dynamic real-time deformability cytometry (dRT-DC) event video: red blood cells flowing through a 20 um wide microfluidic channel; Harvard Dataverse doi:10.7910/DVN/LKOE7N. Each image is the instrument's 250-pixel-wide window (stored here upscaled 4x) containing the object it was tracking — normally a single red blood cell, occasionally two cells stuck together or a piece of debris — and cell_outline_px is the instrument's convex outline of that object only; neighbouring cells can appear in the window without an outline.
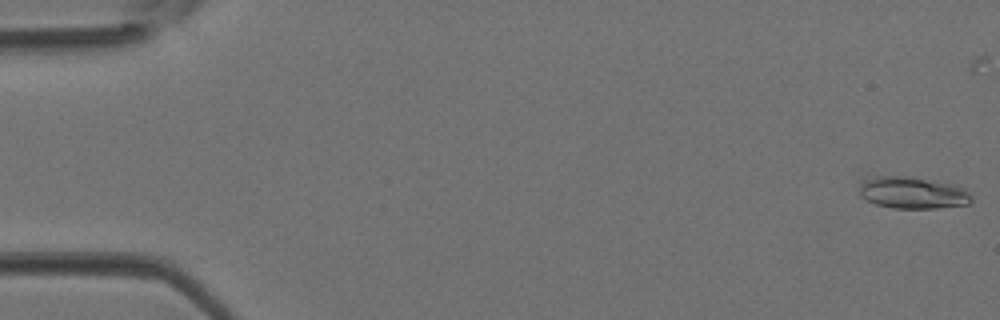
{"species": "Egyptian fruit bat (a non-hibernating species)", "species_latin": "Rousettus aegyptiacus", "temperature_condition": "room temperature", "stored_images_in_passage": 5, "camera_frame_rate_fps": 3000, "um_per_image_px": 0.085, "animal": {"sex": "female"}, "frame": {"image": 1, "passage_image": 1, "time_ms": 0.0, "image_size_px": [1000, 320], "cell_outline_px": [[972, 200], [968, 204], [936, 208], [892, 208], [876, 204], [860, 196], [860, 176], [904, 176], [952, 184], [964, 188], [972, 196]], "centroid_in_image_um": [77.5, 16.37], "position_along_channel_um": 7.5, "area_um2": 20.92}}
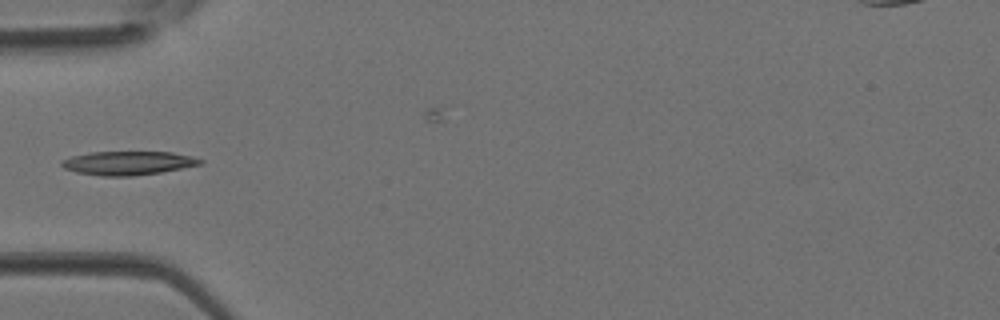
{"frame": {"image": 2, "passage_image": 5, "time_ms": 1.333, "image_size_px": [1000, 320], "cell_outline_px": [[204, 164], [160, 172], [132, 176], [100, 176], [76, 172], [64, 168], [60, 164], [60, 160], [72, 156], [92, 152], [172, 152], [192, 156], [204, 160]], "centroid_in_image_um": [10.89, 13.86], "position_along_channel_um": 74.1, "area_um2": 19.25}}